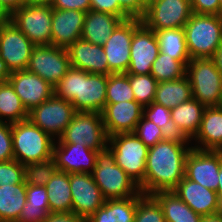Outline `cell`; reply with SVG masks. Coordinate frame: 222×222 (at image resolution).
I'll return each instance as SVG.
<instances>
[{
	"instance_id": "30bf717a",
	"label": "cell",
	"mask_w": 222,
	"mask_h": 222,
	"mask_svg": "<svg viewBox=\"0 0 222 222\" xmlns=\"http://www.w3.org/2000/svg\"><path fill=\"white\" fill-rule=\"evenodd\" d=\"M71 67L66 48L41 45L34 46L26 70L37 74L54 87Z\"/></svg>"
},
{
	"instance_id": "7402d4cb",
	"label": "cell",
	"mask_w": 222,
	"mask_h": 222,
	"mask_svg": "<svg viewBox=\"0 0 222 222\" xmlns=\"http://www.w3.org/2000/svg\"><path fill=\"white\" fill-rule=\"evenodd\" d=\"M85 12L52 8L51 45L68 48L82 35Z\"/></svg>"
},
{
	"instance_id": "cb8c5ba5",
	"label": "cell",
	"mask_w": 222,
	"mask_h": 222,
	"mask_svg": "<svg viewBox=\"0 0 222 222\" xmlns=\"http://www.w3.org/2000/svg\"><path fill=\"white\" fill-rule=\"evenodd\" d=\"M205 108L198 100L191 98L171 109L175 135L191 141L199 131Z\"/></svg>"
},
{
	"instance_id": "3957f363",
	"label": "cell",
	"mask_w": 222,
	"mask_h": 222,
	"mask_svg": "<svg viewBox=\"0 0 222 222\" xmlns=\"http://www.w3.org/2000/svg\"><path fill=\"white\" fill-rule=\"evenodd\" d=\"M53 138L29 119L12 123L14 160L20 164L44 162L53 158Z\"/></svg>"
},
{
	"instance_id": "2e32d148",
	"label": "cell",
	"mask_w": 222,
	"mask_h": 222,
	"mask_svg": "<svg viewBox=\"0 0 222 222\" xmlns=\"http://www.w3.org/2000/svg\"><path fill=\"white\" fill-rule=\"evenodd\" d=\"M222 151H203L192 148L187 155L185 177L205 188L217 191Z\"/></svg>"
},
{
	"instance_id": "9c48e42d",
	"label": "cell",
	"mask_w": 222,
	"mask_h": 222,
	"mask_svg": "<svg viewBox=\"0 0 222 222\" xmlns=\"http://www.w3.org/2000/svg\"><path fill=\"white\" fill-rule=\"evenodd\" d=\"M10 21L35 45H51L52 6L25 3L10 14Z\"/></svg>"
},
{
	"instance_id": "9a60e30c",
	"label": "cell",
	"mask_w": 222,
	"mask_h": 222,
	"mask_svg": "<svg viewBox=\"0 0 222 222\" xmlns=\"http://www.w3.org/2000/svg\"><path fill=\"white\" fill-rule=\"evenodd\" d=\"M69 183L72 212L87 220L104 204L106 199L91 173H71Z\"/></svg>"
},
{
	"instance_id": "f5cc1de1",
	"label": "cell",
	"mask_w": 222,
	"mask_h": 222,
	"mask_svg": "<svg viewBox=\"0 0 222 222\" xmlns=\"http://www.w3.org/2000/svg\"><path fill=\"white\" fill-rule=\"evenodd\" d=\"M10 74L5 61L0 58V84L8 82Z\"/></svg>"
},
{
	"instance_id": "f1b7e54d",
	"label": "cell",
	"mask_w": 222,
	"mask_h": 222,
	"mask_svg": "<svg viewBox=\"0 0 222 222\" xmlns=\"http://www.w3.org/2000/svg\"><path fill=\"white\" fill-rule=\"evenodd\" d=\"M25 180L20 184L0 186V222H16L26 202Z\"/></svg>"
},
{
	"instance_id": "603a6c76",
	"label": "cell",
	"mask_w": 222,
	"mask_h": 222,
	"mask_svg": "<svg viewBox=\"0 0 222 222\" xmlns=\"http://www.w3.org/2000/svg\"><path fill=\"white\" fill-rule=\"evenodd\" d=\"M72 68L90 74L109 75V66L103 46L80 38L67 48Z\"/></svg>"
},
{
	"instance_id": "7a4b0ae2",
	"label": "cell",
	"mask_w": 222,
	"mask_h": 222,
	"mask_svg": "<svg viewBox=\"0 0 222 222\" xmlns=\"http://www.w3.org/2000/svg\"><path fill=\"white\" fill-rule=\"evenodd\" d=\"M108 75L72 68L54 86V95L73 104L76 111L102 113L106 106Z\"/></svg>"
},
{
	"instance_id": "836d02e7",
	"label": "cell",
	"mask_w": 222,
	"mask_h": 222,
	"mask_svg": "<svg viewBox=\"0 0 222 222\" xmlns=\"http://www.w3.org/2000/svg\"><path fill=\"white\" fill-rule=\"evenodd\" d=\"M135 97L142 107L149 106L155 97L158 82L151 74H127Z\"/></svg>"
},
{
	"instance_id": "f546056e",
	"label": "cell",
	"mask_w": 222,
	"mask_h": 222,
	"mask_svg": "<svg viewBox=\"0 0 222 222\" xmlns=\"http://www.w3.org/2000/svg\"><path fill=\"white\" fill-rule=\"evenodd\" d=\"M50 212H72V196L69 173L56 170L45 185Z\"/></svg>"
},
{
	"instance_id": "5bb4252c",
	"label": "cell",
	"mask_w": 222,
	"mask_h": 222,
	"mask_svg": "<svg viewBox=\"0 0 222 222\" xmlns=\"http://www.w3.org/2000/svg\"><path fill=\"white\" fill-rule=\"evenodd\" d=\"M142 22L141 18L123 20L103 45L112 73H126L130 66V47L135 28Z\"/></svg>"
},
{
	"instance_id": "f907efd6",
	"label": "cell",
	"mask_w": 222,
	"mask_h": 222,
	"mask_svg": "<svg viewBox=\"0 0 222 222\" xmlns=\"http://www.w3.org/2000/svg\"><path fill=\"white\" fill-rule=\"evenodd\" d=\"M43 222H87L73 212H50Z\"/></svg>"
},
{
	"instance_id": "ba28073f",
	"label": "cell",
	"mask_w": 222,
	"mask_h": 222,
	"mask_svg": "<svg viewBox=\"0 0 222 222\" xmlns=\"http://www.w3.org/2000/svg\"><path fill=\"white\" fill-rule=\"evenodd\" d=\"M108 142L115 163L140 186L144 182L149 148L134 133L109 136Z\"/></svg>"
},
{
	"instance_id": "44dd1931",
	"label": "cell",
	"mask_w": 222,
	"mask_h": 222,
	"mask_svg": "<svg viewBox=\"0 0 222 222\" xmlns=\"http://www.w3.org/2000/svg\"><path fill=\"white\" fill-rule=\"evenodd\" d=\"M172 191L201 216L222 211L216 191L205 188L185 176Z\"/></svg>"
},
{
	"instance_id": "83f0119b",
	"label": "cell",
	"mask_w": 222,
	"mask_h": 222,
	"mask_svg": "<svg viewBox=\"0 0 222 222\" xmlns=\"http://www.w3.org/2000/svg\"><path fill=\"white\" fill-rule=\"evenodd\" d=\"M192 98L189 78L185 75L179 79L157 84L153 102L170 110Z\"/></svg>"
},
{
	"instance_id": "d6986e66",
	"label": "cell",
	"mask_w": 222,
	"mask_h": 222,
	"mask_svg": "<svg viewBox=\"0 0 222 222\" xmlns=\"http://www.w3.org/2000/svg\"><path fill=\"white\" fill-rule=\"evenodd\" d=\"M101 114L109 137L121 133H133L143 116V107L135 100L106 103Z\"/></svg>"
},
{
	"instance_id": "11a10c76",
	"label": "cell",
	"mask_w": 222,
	"mask_h": 222,
	"mask_svg": "<svg viewBox=\"0 0 222 222\" xmlns=\"http://www.w3.org/2000/svg\"><path fill=\"white\" fill-rule=\"evenodd\" d=\"M201 222H222V211L215 214L202 216Z\"/></svg>"
},
{
	"instance_id": "9f6ffc18",
	"label": "cell",
	"mask_w": 222,
	"mask_h": 222,
	"mask_svg": "<svg viewBox=\"0 0 222 222\" xmlns=\"http://www.w3.org/2000/svg\"><path fill=\"white\" fill-rule=\"evenodd\" d=\"M218 183H219V185H218V189H217L216 193L218 196L219 203L222 207V162H221V166L219 169V182Z\"/></svg>"
},
{
	"instance_id": "b9f144b4",
	"label": "cell",
	"mask_w": 222,
	"mask_h": 222,
	"mask_svg": "<svg viewBox=\"0 0 222 222\" xmlns=\"http://www.w3.org/2000/svg\"><path fill=\"white\" fill-rule=\"evenodd\" d=\"M14 159L12 146V124L0 121V162Z\"/></svg>"
},
{
	"instance_id": "ac0fdd59",
	"label": "cell",
	"mask_w": 222,
	"mask_h": 222,
	"mask_svg": "<svg viewBox=\"0 0 222 222\" xmlns=\"http://www.w3.org/2000/svg\"><path fill=\"white\" fill-rule=\"evenodd\" d=\"M8 81L28 112L54 95V87L50 83L27 70L11 72Z\"/></svg>"
},
{
	"instance_id": "e0dca14e",
	"label": "cell",
	"mask_w": 222,
	"mask_h": 222,
	"mask_svg": "<svg viewBox=\"0 0 222 222\" xmlns=\"http://www.w3.org/2000/svg\"><path fill=\"white\" fill-rule=\"evenodd\" d=\"M160 50L156 35L143 22L136 28L130 47V66L127 74H150Z\"/></svg>"
},
{
	"instance_id": "c3c4849f",
	"label": "cell",
	"mask_w": 222,
	"mask_h": 222,
	"mask_svg": "<svg viewBox=\"0 0 222 222\" xmlns=\"http://www.w3.org/2000/svg\"><path fill=\"white\" fill-rule=\"evenodd\" d=\"M52 8L58 10H78L87 13L91 10L90 0H55Z\"/></svg>"
},
{
	"instance_id": "d590c367",
	"label": "cell",
	"mask_w": 222,
	"mask_h": 222,
	"mask_svg": "<svg viewBox=\"0 0 222 222\" xmlns=\"http://www.w3.org/2000/svg\"><path fill=\"white\" fill-rule=\"evenodd\" d=\"M57 170L54 159L25 165V182L34 186H45Z\"/></svg>"
},
{
	"instance_id": "1f68e13d",
	"label": "cell",
	"mask_w": 222,
	"mask_h": 222,
	"mask_svg": "<svg viewBox=\"0 0 222 222\" xmlns=\"http://www.w3.org/2000/svg\"><path fill=\"white\" fill-rule=\"evenodd\" d=\"M2 117L8 119L11 124L27 120L29 117V112L9 81L0 84V121L3 122Z\"/></svg>"
},
{
	"instance_id": "bcb514c9",
	"label": "cell",
	"mask_w": 222,
	"mask_h": 222,
	"mask_svg": "<svg viewBox=\"0 0 222 222\" xmlns=\"http://www.w3.org/2000/svg\"><path fill=\"white\" fill-rule=\"evenodd\" d=\"M49 213L40 206L25 205L16 222H43Z\"/></svg>"
},
{
	"instance_id": "db71d44e",
	"label": "cell",
	"mask_w": 222,
	"mask_h": 222,
	"mask_svg": "<svg viewBox=\"0 0 222 222\" xmlns=\"http://www.w3.org/2000/svg\"><path fill=\"white\" fill-rule=\"evenodd\" d=\"M212 59L215 62L216 68L219 70V72L222 74V43L214 53V56Z\"/></svg>"
},
{
	"instance_id": "8fae6325",
	"label": "cell",
	"mask_w": 222,
	"mask_h": 222,
	"mask_svg": "<svg viewBox=\"0 0 222 222\" xmlns=\"http://www.w3.org/2000/svg\"><path fill=\"white\" fill-rule=\"evenodd\" d=\"M193 14L190 0H148L142 22L151 30L181 28Z\"/></svg>"
},
{
	"instance_id": "277c9868",
	"label": "cell",
	"mask_w": 222,
	"mask_h": 222,
	"mask_svg": "<svg viewBox=\"0 0 222 222\" xmlns=\"http://www.w3.org/2000/svg\"><path fill=\"white\" fill-rule=\"evenodd\" d=\"M191 59L212 58L222 43V16L193 13L183 27Z\"/></svg>"
},
{
	"instance_id": "8d00e7d4",
	"label": "cell",
	"mask_w": 222,
	"mask_h": 222,
	"mask_svg": "<svg viewBox=\"0 0 222 222\" xmlns=\"http://www.w3.org/2000/svg\"><path fill=\"white\" fill-rule=\"evenodd\" d=\"M134 222H166V220L159 203L151 195H144L137 202Z\"/></svg>"
},
{
	"instance_id": "7dc6e473",
	"label": "cell",
	"mask_w": 222,
	"mask_h": 222,
	"mask_svg": "<svg viewBox=\"0 0 222 222\" xmlns=\"http://www.w3.org/2000/svg\"><path fill=\"white\" fill-rule=\"evenodd\" d=\"M190 2L193 13L220 15L219 0H190Z\"/></svg>"
},
{
	"instance_id": "ee69618b",
	"label": "cell",
	"mask_w": 222,
	"mask_h": 222,
	"mask_svg": "<svg viewBox=\"0 0 222 222\" xmlns=\"http://www.w3.org/2000/svg\"><path fill=\"white\" fill-rule=\"evenodd\" d=\"M91 10L96 12L109 13L123 20L131 18L120 6L119 3H113V0H90Z\"/></svg>"
},
{
	"instance_id": "60d3db41",
	"label": "cell",
	"mask_w": 222,
	"mask_h": 222,
	"mask_svg": "<svg viewBox=\"0 0 222 222\" xmlns=\"http://www.w3.org/2000/svg\"><path fill=\"white\" fill-rule=\"evenodd\" d=\"M25 165L12 159L0 162V186L20 184L25 180Z\"/></svg>"
},
{
	"instance_id": "7c38bea8",
	"label": "cell",
	"mask_w": 222,
	"mask_h": 222,
	"mask_svg": "<svg viewBox=\"0 0 222 222\" xmlns=\"http://www.w3.org/2000/svg\"><path fill=\"white\" fill-rule=\"evenodd\" d=\"M76 112L71 102L53 95L29 111L28 119L52 138L55 135L59 139Z\"/></svg>"
},
{
	"instance_id": "4fadbf2b",
	"label": "cell",
	"mask_w": 222,
	"mask_h": 222,
	"mask_svg": "<svg viewBox=\"0 0 222 222\" xmlns=\"http://www.w3.org/2000/svg\"><path fill=\"white\" fill-rule=\"evenodd\" d=\"M34 46L12 21L0 23V58L10 72L26 70Z\"/></svg>"
},
{
	"instance_id": "e575fe53",
	"label": "cell",
	"mask_w": 222,
	"mask_h": 222,
	"mask_svg": "<svg viewBox=\"0 0 222 222\" xmlns=\"http://www.w3.org/2000/svg\"><path fill=\"white\" fill-rule=\"evenodd\" d=\"M135 97L127 73H112L108 75L106 103L134 101Z\"/></svg>"
},
{
	"instance_id": "816d5d0a",
	"label": "cell",
	"mask_w": 222,
	"mask_h": 222,
	"mask_svg": "<svg viewBox=\"0 0 222 222\" xmlns=\"http://www.w3.org/2000/svg\"><path fill=\"white\" fill-rule=\"evenodd\" d=\"M3 7L11 14L15 9L28 3L29 0H0Z\"/></svg>"
},
{
	"instance_id": "52a82bcc",
	"label": "cell",
	"mask_w": 222,
	"mask_h": 222,
	"mask_svg": "<svg viewBox=\"0 0 222 222\" xmlns=\"http://www.w3.org/2000/svg\"><path fill=\"white\" fill-rule=\"evenodd\" d=\"M57 143L86 145L94 151L104 150L109 144L102 114L77 111Z\"/></svg>"
},
{
	"instance_id": "6f0895ef",
	"label": "cell",
	"mask_w": 222,
	"mask_h": 222,
	"mask_svg": "<svg viewBox=\"0 0 222 222\" xmlns=\"http://www.w3.org/2000/svg\"><path fill=\"white\" fill-rule=\"evenodd\" d=\"M10 20V13L3 7L0 2V23Z\"/></svg>"
},
{
	"instance_id": "7bdbcfd3",
	"label": "cell",
	"mask_w": 222,
	"mask_h": 222,
	"mask_svg": "<svg viewBox=\"0 0 222 222\" xmlns=\"http://www.w3.org/2000/svg\"><path fill=\"white\" fill-rule=\"evenodd\" d=\"M45 186H34L27 184L25 205H35L43 207L50 213V206Z\"/></svg>"
},
{
	"instance_id": "ffe728a7",
	"label": "cell",
	"mask_w": 222,
	"mask_h": 222,
	"mask_svg": "<svg viewBox=\"0 0 222 222\" xmlns=\"http://www.w3.org/2000/svg\"><path fill=\"white\" fill-rule=\"evenodd\" d=\"M98 151L80 144L53 145V159L57 170L66 173H92L96 165ZM91 170H90V169Z\"/></svg>"
},
{
	"instance_id": "680465c9",
	"label": "cell",
	"mask_w": 222,
	"mask_h": 222,
	"mask_svg": "<svg viewBox=\"0 0 222 222\" xmlns=\"http://www.w3.org/2000/svg\"><path fill=\"white\" fill-rule=\"evenodd\" d=\"M30 3L38 5H49L52 6L55 0H29Z\"/></svg>"
},
{
	"instance_id": "4dcf8cb0",
	"label": "cell",
	"mask_w": 222,
	"mask_h": 222,
	"mask_svg": "<svg viewBox=\"0 0 222 222\" xmlns=\"http://www.w3.org/2000/svg\"><path fill=\"white\" fill-rule=\"evenodd\" d=\"M159 50L169 57L178 61H190V55L187 50L185 30L181 28H169L154 31Z\"/></svg>"
},
{
	"instance_id": "484cf974",
	"label": "cell",
	"mask_w": 222,
	"mask_h": 222,
	"mask_svg": "<svg viewBox=\"0 0 222 222\" xmlns=\"http://www.w3.org/2000/svg\"><path fill=\"white\" fill-rule=\"evenodd\" d=\"M122 21L121 17L89 10L85 14L81 38L94 45L103 46Z\"/></svg>"
},
{
	"instance_id": "ab89813d",
	"label": "cell",
	"mask_w": 222,
	"mask_h": 222,
	"mask_svg": "<svg viewBox=\"0 0 222 222\" xmlns=\"http://www.w3.org/2000/svg\"><path fill=\"white\" fill-rule=\"evenodd\" d=\"M144 195L140 192L136 196L113 199L114 222H134L137 202Z\"/></svg>"
},
{
	"instance_id": "d6a6232c",
	"label": "cell",
	"mask_w": 222,
	"mask_h": 222,
	"mask_svg": "<svg viewBox=\"0 0 222 222\" xmlns=\"http://www.w3.org/2000/svg\"><path fill=\"white\" fill-rule=\"evenodd\" d=\"M189 61H178L167 54L159 52L152 64L151 75L158 83L179 79L186 75V65Z\"/></svg>"
},
{
	"instance_id": "d4e9b609",
	"label": "cell",
	"mask_w": 222,
	"mask_h": 222,
	"mask_svg": "<svg viewBox=\"0 0 222 222\" xmlns=\"http://www.w3.org/2000/svg\"><path fill=\"white\" fill-rule=\"evenodd\" d=\"M193 139L201 145L192 148L203 151H222V105L206 107L199 131Z\"/></svg>"
},
{
	"instance_id": "4316f807",
	"label": "cell",
	"mask_w": 222,
	"mask_h": 222,
	"mask_svg": "<svg viewBox=\"0 0 222 222\" xmlns=\"http://www.w3.org/2000/svg\"><path fill=\"white\" fill-rule=\"evenodd\" d=\"M161 206L166 222H201L195 213L173 191H158L151 195Z\"/></svg>"
},
{
	"instance_id": "74e56055",
	"label": "cell",
	"mask_w": 222,
	"mask_h": 222,
	"mask_svg": "<svg viewBox=\"0 0 222 222\" xmlns=\"http://www.w3.org/2000/svg\"><path fill=\"white\" fill-rule=\"evenodd\" d=\"M143 116L152 121L169 136H175L171 119V110L152 102L149 106L143 107Z\"/></svg>"
},
{
	"instance_id": "8992f818",
	"label": "cell",
	"mask_w": 222,
	"mask_h": 222,
	"mask_svg": "<svg viewBox=\"0 0 222 222\" xmlns=\"http://www.w3.org/2000/svg\"><path fill=\"white\" fill-rule=\"evenodd\" d=\"M186 76L192 88V98L205 107L222 105V74L212 58L191 59L186 65Z\"/></svg>"
},
{
	"instance_id": "f6af8a7d",
	"label": "cell",
	"mask_w": 222,
	"mask_h": 222,
	"mask_svg": "<svg viewBox=\"0 0 222 222\" xmlns=\"http://www.w3.org/2000/svg\"><path fill=\"white\" fill-rule=\"evenodd\" d=\"M131 17L142 18L145 15L148 0H113Z\"/></svg>"
},
{
	"instance_id": "681fc988",
	"label": "cell",
	"mask_w": 222,
	"mask_h": 222,
	"mask_svg": "<svg viewBox=\"0 0 222 222\" xmlns=\"http://www.w3.org/2000/svg\"><path fill=\"white\" fill-rule=\"evenodd\" d=\"M87 222H114L113 199H106L104 204L87 219Z\"/></svg>"
},
{
	"instance_id": "f35d334b",
	"label": "cell",
	"mask_w": 222,
	"mask_h": 222,
	"mask_svg": "<svg viewBox=\"0 0 222 222\" xmlns=\"http://www.w3.org/2000/svg\"><path fill=\"white\" fill-rule=\"evenodd\" d=\"M133 133L149 148L166 139L169 135L152 121L142 116Z\"/></svg>"
},
{
	"instance_id": "5b68a950",
	"label": "cell",
	"mask_w": 222,
	"mask_h": 222,
	"mask_svg": "<svg viewBox=\"0 0 222 222\" xmlns=\"http://www.w3.org/2000/svg\"><path fill=\"white\" fill-rule=\"evenodd\" d=\"M91 174L105 199L128 198L141 192L139 185L115 163V157L108 147L98 151Z\"/></svg>"
},
{
	"instance_id": "6da1fadb",
	"label": "cell",
	"mask_w": 222,
	"mask_h": 222,
	"mask_svg": "<svg viewBox=\"0 0 222 222\" xmlns=\"http://www.w3.org/2000/svg\"><path fill=\"white\" fill-rule=\"evenodd\" d=\"M190 140L180 136H168L149 147L144 182L139 186L143 195L158 191H172L185 176L186 158Z\"/></svg>"
},
{
	"instance_id": "91938a15",
	"label": "cell",
	"mask_w": 222,
	"mask_h": 222,
	"mask_svg": "<svg viewBox=\"0 0 222 222\" xmlns=\"http://www.w3.org/2000/svg\"><path fill=\"white\" fill-rule=\"evenodd\" d=\"M219 4H220V16H222V0H219Z\"/></svg>"
}]
</instances>
